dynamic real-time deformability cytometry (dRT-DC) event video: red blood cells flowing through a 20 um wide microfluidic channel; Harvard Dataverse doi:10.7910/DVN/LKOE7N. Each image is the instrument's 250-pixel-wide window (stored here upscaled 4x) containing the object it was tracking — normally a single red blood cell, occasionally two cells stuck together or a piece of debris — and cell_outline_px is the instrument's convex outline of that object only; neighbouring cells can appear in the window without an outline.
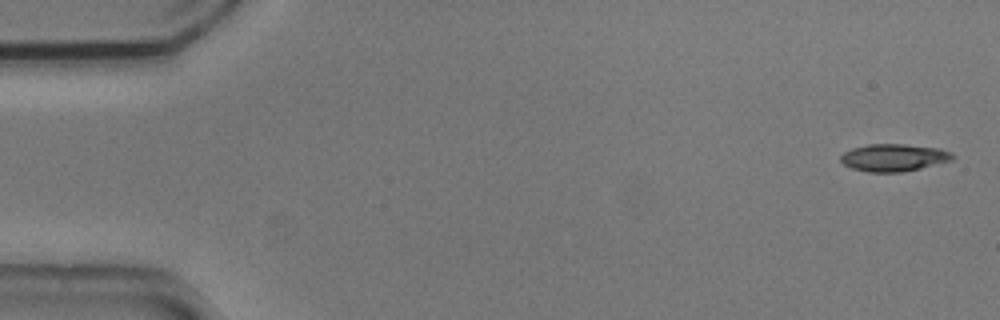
{"species": "common noctule bat (a hibernating species)", "species_latin": "Nyctalus noctula", "temperature_condition": "cold", "stored_images_in_passage": 4, "segment_of_instrument_passage": [2, 2], "camera_frame_rate_fps": 3000, "um_per_image_px": 0.085, "animal": {"sex": "male", "body_mass_g": 20.5, "forearm_length_mm": 52.5}, "frame": {"image": 1, "passage_image": 4, "time_ms": 1.0, "image_size_px": [1000, 320], "cell_outline_px": [[956, 156], [952, 160], [920, 168], [900, 172], [868, 172], [852, 168], [844, 164], [840, 160], [840, 156], [844, 152], [852, 148], [868, 144], [904, 144], [940, 148], [952, 152]], "centroid_in_image_um": [75.98, 13.38], "position_along_channel_um": 9.0, "area_um2": 17.86}}